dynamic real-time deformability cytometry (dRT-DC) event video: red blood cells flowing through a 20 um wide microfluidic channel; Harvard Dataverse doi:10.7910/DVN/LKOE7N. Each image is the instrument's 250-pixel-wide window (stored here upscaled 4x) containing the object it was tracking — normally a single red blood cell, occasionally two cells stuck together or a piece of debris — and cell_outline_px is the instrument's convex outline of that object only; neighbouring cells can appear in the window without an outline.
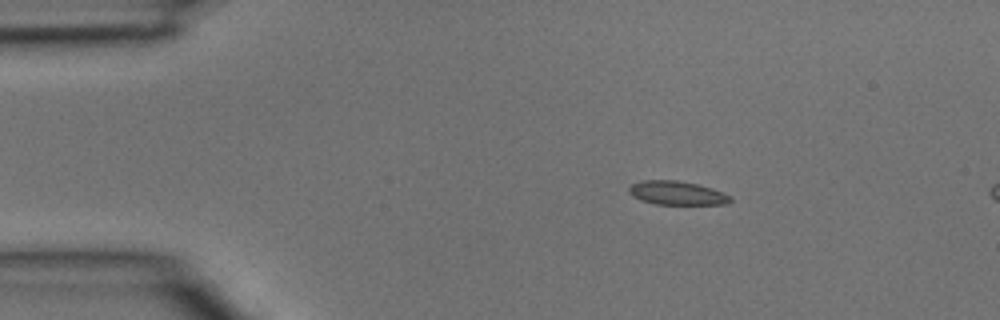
{"species": "common noctule bat (a hibernating species)", "species_latin": "Nyctalus noctula", "temperature_condition": "room temperature", "stored_images_in_passage": 2, "camera_frame_rate_fps": 3000, "um_per_image_px": 0.085, "animal": {"sex": "male", "body_mass_g": 15.6}, "frame": {"image": 1, "passage_image": 1, "time_ms": 0.0, "image_size_px": [1000, 320], "cell_outline_px": [[732, 200], [728, 204], [656, 204], [640, 200], [632, 196], [628, 192], [628, 188], [632, 184], [644, 180], [676, 180], [696, 184], [712, 188], [724, 192], [732, 196]], "centroid_in_image_um": [57.55, 16.41], "position_along_channel_um": 27.4, "area_um2": 14.1}}
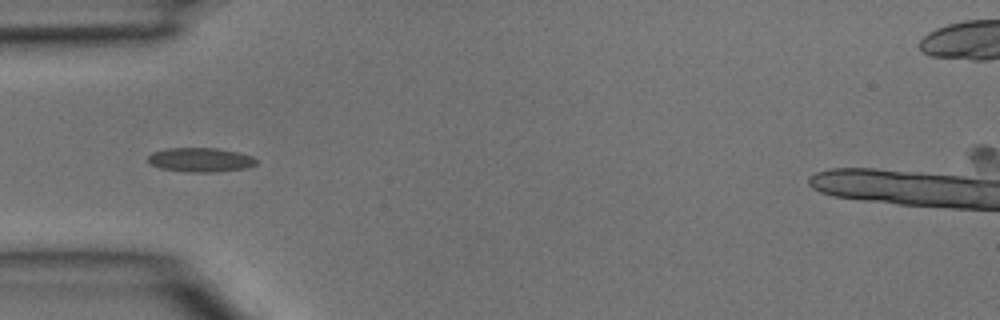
{"frame": {"image": 2, "passage_image": 2, "time_ms": 0.333, "image_size_px": [1000, 320], "cell_outline_px": [[256, 164], [248, 168], [212, 172], [188, 172], [160, 168], [148, 164], [148, 156], [152, 152], [164, 148], [216, 148], [240, 152], [252, 156], [256, 160]], "centroid_in_image_um": [17.01, 13.58], "position_along_channel_um": 68.0, "area_um2": 15.43}}